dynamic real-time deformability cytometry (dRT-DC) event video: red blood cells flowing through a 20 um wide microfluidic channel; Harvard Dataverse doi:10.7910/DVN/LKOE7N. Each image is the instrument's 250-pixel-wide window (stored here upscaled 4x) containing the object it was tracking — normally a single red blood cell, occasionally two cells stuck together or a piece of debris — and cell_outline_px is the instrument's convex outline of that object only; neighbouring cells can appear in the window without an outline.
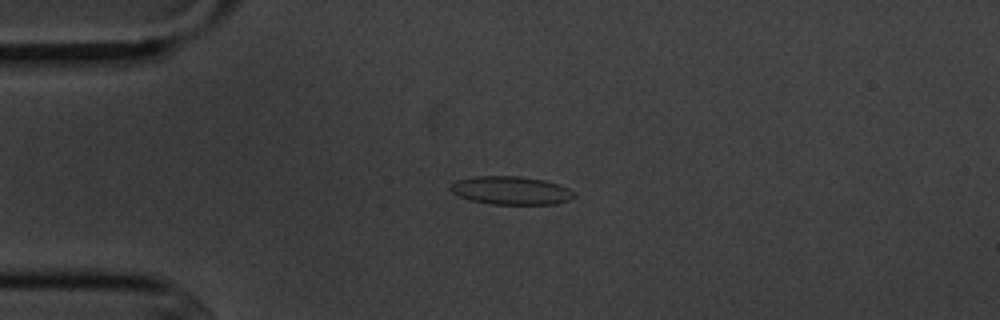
{"species": "common noctule bat (a hibernating species)", "species_latin": "Nyctalus noctula", "temperature_condition": "cold", "stored_images_in_passage": 8, "camera_frame_rate_fps": 3000, "um_per_image_px": 0.085, "animal": {"sex": "male", "body_mass_g": 20.1, "forearm_length_mm": 53.5}, "frame": {"image": 1, "passage_image": 3, "time_ms": 2.0, "image_size_px": [1000, 320], "cell_outline_px": [[576, 196], [568, 200], [556, 204], [492, 204], [472, 200], [460, 196], [452, 192], [448, 188], [456, 180], [472, 176], [520, 176], [544, 180], [560, 184], [568, 188]], "centroid_in_image_um": [43.43, 16.18], "position_along_channel_um": 41.6, "area_um2": 20.35}}
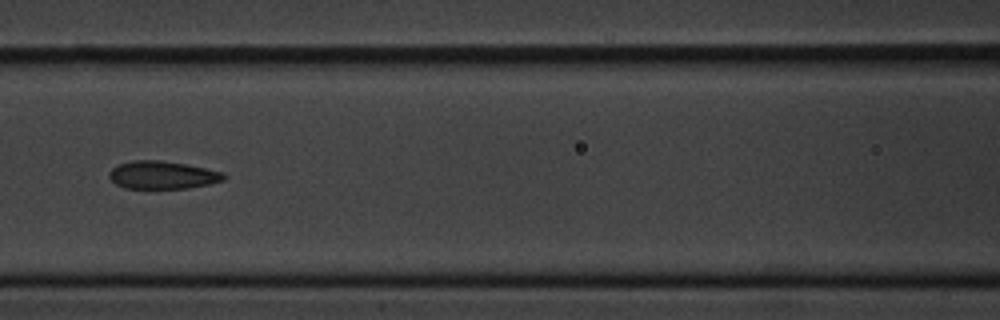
{"frame": {"image": 2, "passage_image": 6, "time_ms": 5.667, "image_size_px": [1000, 320], "cell_outline_px": [[224, 180], [208, 184], [188, 188], [124, 188], [116, 184], [108, 176], [108, 172], [112, 168], [120, 164], [132, 160], [160, 160], [184, 164], [224, 172]], "centroid_in_image_um": [13.77, 14.87], "position_along_channel_um": 152.8, "area_um2": 18.44}}
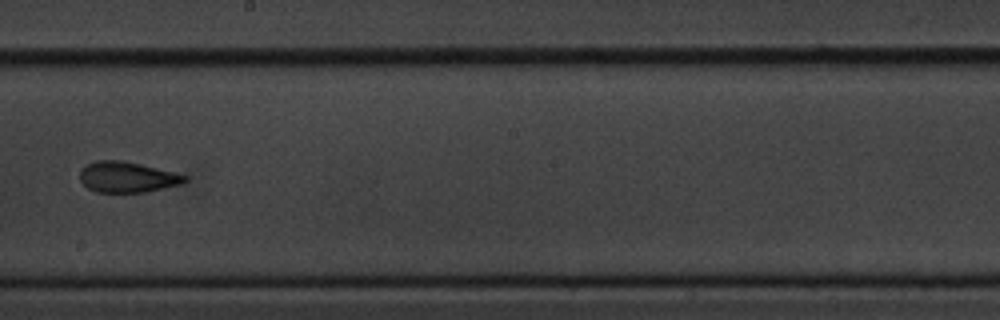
{"frame": {"image": 3, "passage_image": 8, "time_ms": 8.0, "image_size_px": [1000, 320], "cell_outline_px": [[188, 180], [184, 184], [144, 192], [96, 192], [88, 188], [80, 180], [80, 168], [96, 160], [120, 160], [140, 164], [188, 176]], "centroid_in_image_um": [10.81, 15.05], "position_along_channel_um": 237.4, "area_um2": 18.73}}